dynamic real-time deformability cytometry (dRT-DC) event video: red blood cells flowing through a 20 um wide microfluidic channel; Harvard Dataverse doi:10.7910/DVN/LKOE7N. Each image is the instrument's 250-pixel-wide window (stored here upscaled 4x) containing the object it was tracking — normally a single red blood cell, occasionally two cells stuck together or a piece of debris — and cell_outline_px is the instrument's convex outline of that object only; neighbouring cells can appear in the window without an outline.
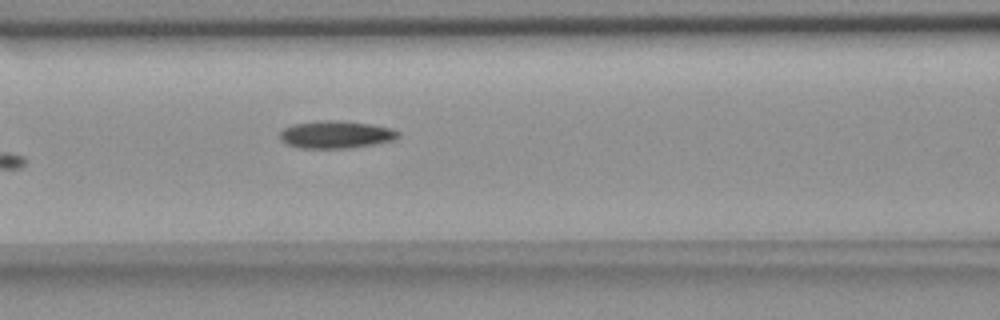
{"species": "common noctule bat (a hibernating species)", "species_latin": "Nyctalus noctula", "temperature_condition": "room temperature", "stored_images_in_passage": 7, "camera_frame_rate_fps": 3000, "um_per_image_px": 0.085, "animal": {"sex": "female", "body_mass_g": 18.4}, "frame": {"image": 1, "passage_image": 7, "time_ms": 2.0, "image_size_px": [1000, 320], "cell_outline_px": [[400, 136], [392, 140], [372, 144], [348, 148], [300, 148], [284, 144], [280, 140], [280, 132], [284, 128], [292, 124], [316, 120], [336, 120], [368, 124], [392, 128], [400, 132]], "centroid_in_image_um": [28.49, 11.43], "position_along_channel_um": 138.1, "area_um2": 19.02}}